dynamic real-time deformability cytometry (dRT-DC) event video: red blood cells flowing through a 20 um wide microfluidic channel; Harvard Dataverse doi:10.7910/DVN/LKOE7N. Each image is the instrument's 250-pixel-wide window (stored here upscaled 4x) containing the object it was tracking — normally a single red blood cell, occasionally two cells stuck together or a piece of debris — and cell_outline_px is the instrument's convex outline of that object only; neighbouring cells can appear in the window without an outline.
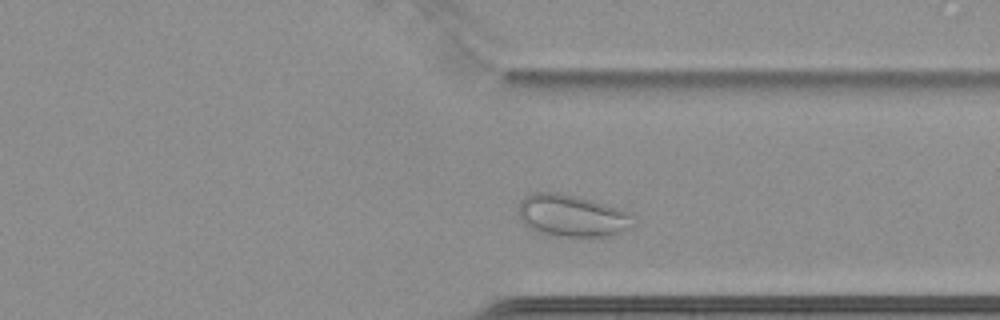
{"species": "common noctule bat (a hibernating species)", "species_latin": "Nyctalus noctula", "temperature_condition": "cold", "stored_images_in_passage": 39, "camera_frame_rate_fps": 3000, "um_per_image_px": 0.085, "animal": {"sex": "female", "body_mass_g": 22.7, "forearm_length_mm": 54.2}, "frame": {"image": 1, "passage_image": 34, "time_ms": 11.0, "image_size_px": [1000, 320], "cell_outline_px": [[636, 224], [620, 232], [608, 236], [560, 236], [540, 232], [528, 228], [520, 220], [516, 212], [520, 200], [524, 196], [536, 192], [556, 192], [576, 196], [632, 212], [636, 216]], "centroid_in_image_um": [48.61, 18.33], "position_along_channel_um": 362.8, "area_um2": 28.44}}
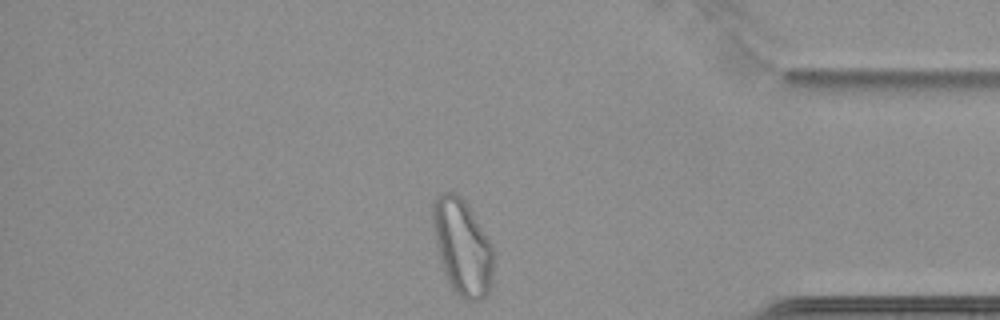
{"frame": {"image": 2, "passage_image": 39, "time_ms": 12.667, "image_size_px": [1000, 320], "cell_outline_px": [[492, 280], [488, 292], [480, 300], [464, 300], [452, 288], [444, 272], [436, 244], [432, 224], [432, 204], [436, 196], [440, 192], [456, 192], [464, 200], [492, 244]], "centroid_in_image_um": [39.27, 20.97], "position_along_channel_um": 395.9, "area_um2": 33.58}, "authors_computed_cell_mechanics": {"area_um2": 25.2586, "velocity_mm_per_s": 3.3934, "shape_relaxation_time_tau1_ms": null, "shape_relaxation_time_tau2_ms": 1.6392, "deformation_change_tau1": null, "deformation_change_tau2": 0.0498}}